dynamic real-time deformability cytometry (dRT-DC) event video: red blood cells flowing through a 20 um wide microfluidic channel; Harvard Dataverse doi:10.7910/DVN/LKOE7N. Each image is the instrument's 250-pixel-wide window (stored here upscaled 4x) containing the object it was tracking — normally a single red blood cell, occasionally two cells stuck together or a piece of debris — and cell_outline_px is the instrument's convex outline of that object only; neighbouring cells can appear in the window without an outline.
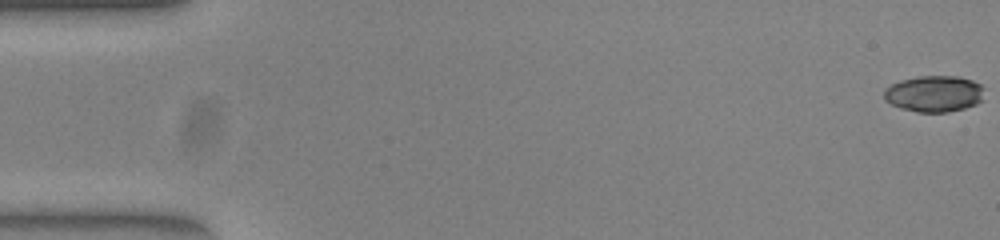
{"species": "common noctule bat (a hibernating species)", "species_latin": "Nyctalus noctula", "temperature_condition": "warm", "stored_images_in_passage": 53, "camera_frame_rate_fps": 3000, "um_per_image_px": 0.085, "animal": {"sex": "female", "body_mass_g": 23.0, "forearm_length_mm": 53.4}, "frame": {"image": 1, "passage_image": 1, "time_ms": 0.0, "image_size_px": [1000, 240], "cell_outline_px": [[984, 100], [976, 104], [964, 108], [948, 112], [916, 112], [900, 108], [884, 100], [884, 92], [892, 84], [900, 80], [916, 76], [960, 76], [972, 80], [980, 84], [984, 88]], "centroid_in_image_um": [79.44, 7.96], "position_along_channel_um": 5.6, "area_um2": 21.44}}
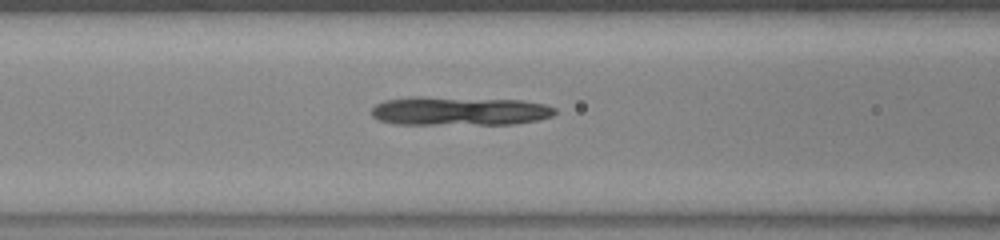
{"frame": {"image": 2, "passage_image": 22, "time_ms": 7.0, "image_size_px": [1000, 240], "cell_outline_px": [[556, 112], [552, 116], [536, 120], [512, 124], [396, 124], [380, 120], [372, 116], [372, 108], [376, 104], [384, 100], [416, 96], [420, 96], [524, 100], [544, 104], [556, 108]], "centroid_in_image_um": [39.05, 9.42], "position_along_channel_um": 127.6, "area_um2": 30.98}}
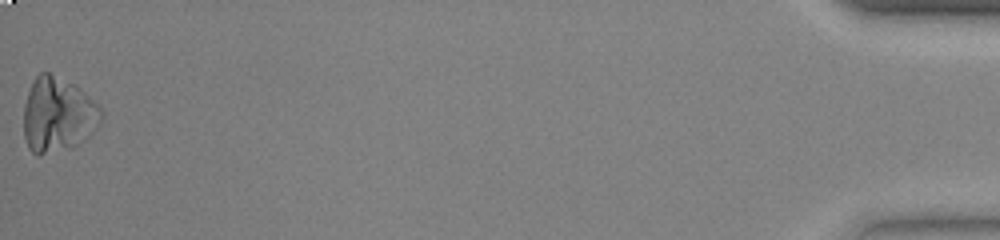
{"frame": {"image": 3, "passage_image": 53, "time_ms": 17.333, "image_size_px": [1000, 240], "cell_outline_px": [[104, 116], [100, 124], [88, 136], [76, 144], [68, 148], [40, 156], [36, 156], [28, 148], [24, 136], [24, 104], [28, 92], [36, 76], [40, 72], [48, 72], [72, 84], [96, 104], [104, 112]], "centroid_in_image_um": [4.89, 9.79], "position_along_channel_um": 430.3, "area_um2": 33.41}}